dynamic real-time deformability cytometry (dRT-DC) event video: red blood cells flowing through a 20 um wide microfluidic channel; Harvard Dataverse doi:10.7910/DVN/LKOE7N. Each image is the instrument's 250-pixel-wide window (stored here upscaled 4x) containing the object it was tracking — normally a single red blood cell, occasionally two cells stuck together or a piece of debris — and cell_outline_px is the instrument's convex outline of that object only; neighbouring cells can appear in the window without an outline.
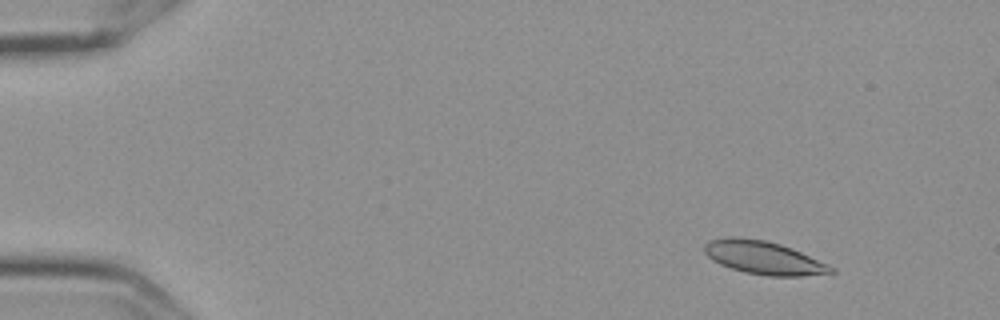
{"species": "Egyptian fruit bat (a non-hibernating species)", "species_latin": "Rousettus aegyptiacus", "temperature_condition": "cold", "stored_images_in_passage": 58, "segment_of_instrument_passage": [1, 2], "camera_frame_rate_fps": 3000, "um_per_image_px": 0.085, "frame": {"image": 1, "passage_image": 6, "time_ms": 1.667, "image_size_px": [1000, 320], "cell_outline_px": [[836, 272], [800, 276], [768, 276], [744, 272], [720, 264], [712, 260], [704, 252], [704, 244], [708, 240], [728, 236], [736, 236], [764, 240], [780, 244], [792, 248], [828, 264], [836, 268]], "centroid_in_image_um": [64.89, 21.89], "position_along_channel_um": 20.1, "area_um2": 24.57}}
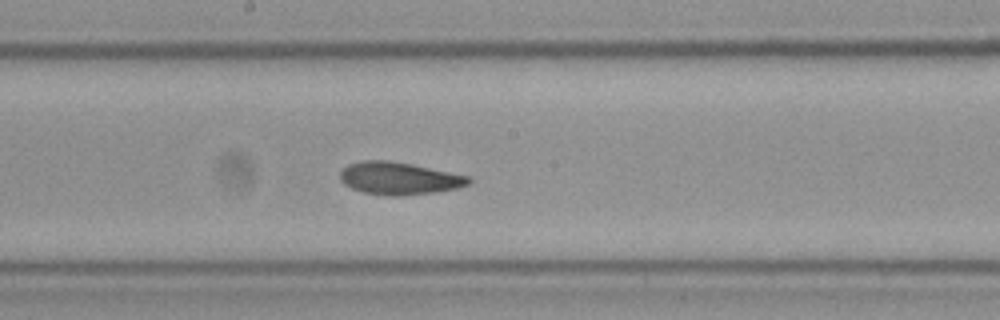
{"frame": {"image": 2, "passage_image": 31, "time_ms": 10.0, "image_size_px": [1000, 320], "cell_outline_px": [[472, 180], [468, 184], [456, 188], [436, 192], [400, 196], [392, 196], [364, 192], [352, 188], [344, 184], [340, 180], [340, 172], [348, 164], [364, 160], [388, 160], [412, 164], [468, 176]], "centroid_in_image_um": [33.9, 15.16], "position_along_channel_um": 214.3, "area_um2": 24.16}}
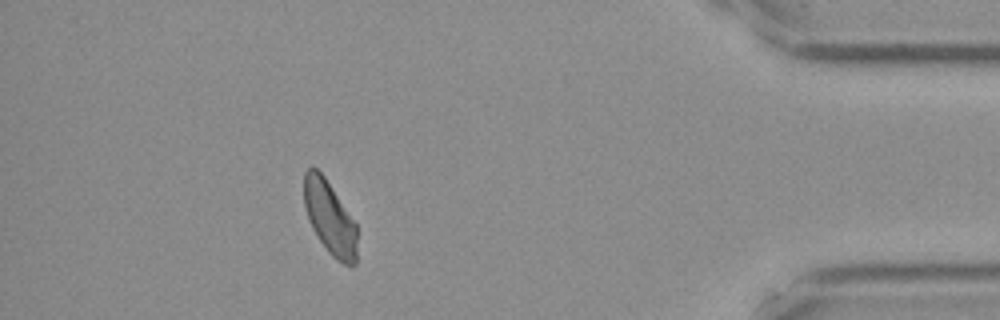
{"frame": {"image": 3, "passage_image": 51, "time_ms": 16.667, "image_size_px": [1000, 320], "cell_outline_px": [[356, 264], [344, 264], [336, 260], [328, 252], [312, 228], [304, 204], [304, 172], [308, 168], [316, 168], [324, 176], [356, 224]], "centroid_in_image_um": [28.02, 18.51], "position_along_channel_um": 407.2, "area_um2": 22.25}}